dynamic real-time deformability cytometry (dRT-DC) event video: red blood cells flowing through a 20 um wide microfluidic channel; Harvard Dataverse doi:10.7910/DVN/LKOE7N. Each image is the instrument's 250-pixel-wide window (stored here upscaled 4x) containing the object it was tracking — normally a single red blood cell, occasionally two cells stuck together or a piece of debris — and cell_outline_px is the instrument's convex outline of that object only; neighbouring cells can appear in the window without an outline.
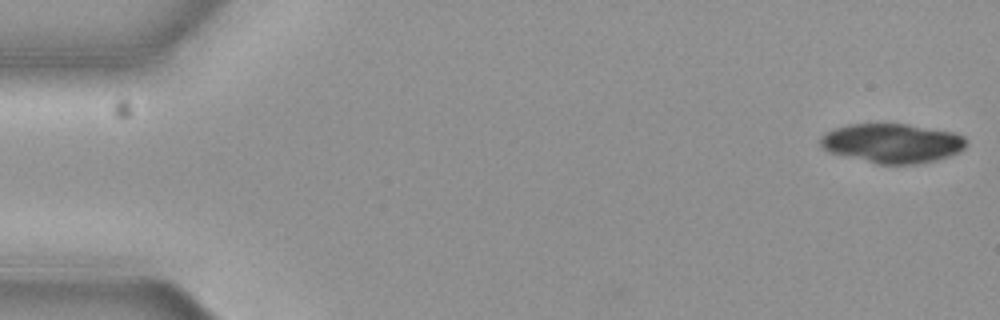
{"species": "common noctule bat (a hibernating species)", "species_latin": "Nyctalus noctula", "temperature_condition": "cold", "stored_images_in_passage": 18, "camera_frame_rate_fps": 3000, "um_per_image_px": 0.085, "animal": {"sex": "female", "body_mass_g": 19.3, "forearm_length_mm": 54.1}, "frame": {"image": 1, "passage_image": 1, "time_ms": 0.0, "image_size_px": [1000, 320], "cell_outline_px": [[968, 144], [960, 152], [936, 160], [916, 164], [876, 164], [828, 152], [820, 148], [820, 140], [828, 132], [836, 128], [848, 124], [908, 124], [952, 132], [964, 136], [968, 140]], "centroid_in_image_um": [75.86, 12.18], "position_along_channel_um": 9.1, "area_um2": 33.52}}